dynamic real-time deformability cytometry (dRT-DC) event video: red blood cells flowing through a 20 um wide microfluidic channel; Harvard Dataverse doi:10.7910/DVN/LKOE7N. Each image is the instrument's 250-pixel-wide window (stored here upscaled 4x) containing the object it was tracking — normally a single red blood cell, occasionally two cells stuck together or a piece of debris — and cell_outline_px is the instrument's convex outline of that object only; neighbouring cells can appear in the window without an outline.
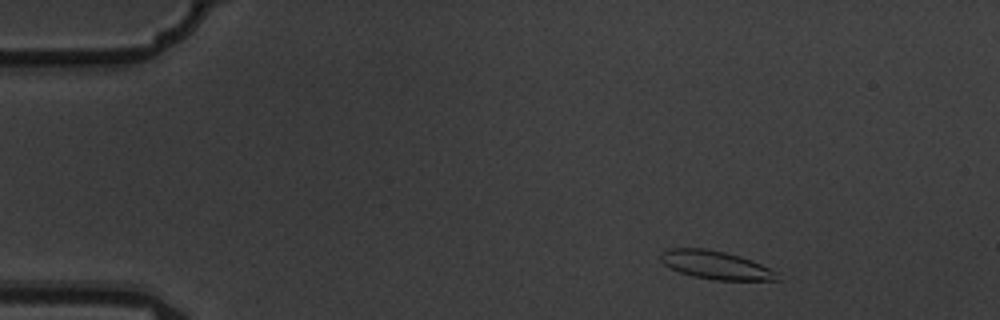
{"species": "common noctule bat (a hibernating species)", "species_latin": "Nyctalus noctula", "temperature_condition": "warm", "stored_images_in_passage": 6, "camera_frame_rate_fps": 3000, "um_per_image_px": 0.085, "animal": {"sex": "male", "body_mass_g": 19.5, "forearm_length_mm": 54.6}, "frame": {"image": 1, "passage_image": 2, "time_ms": 0.333, "image_size_px": [1000, 320], "cell_outline_px": [[780, 280], [716, 280], [692, 276], [668, 268], [660, 260], [660, 252], [668, 248], [704, 248], [724, 252], [740, 256], [752, 260], [780, 272]], "centroid_in_image_um": [60.85, 22.53], "position_along_channel_um": 24.2, "area_um2": 19.48}}
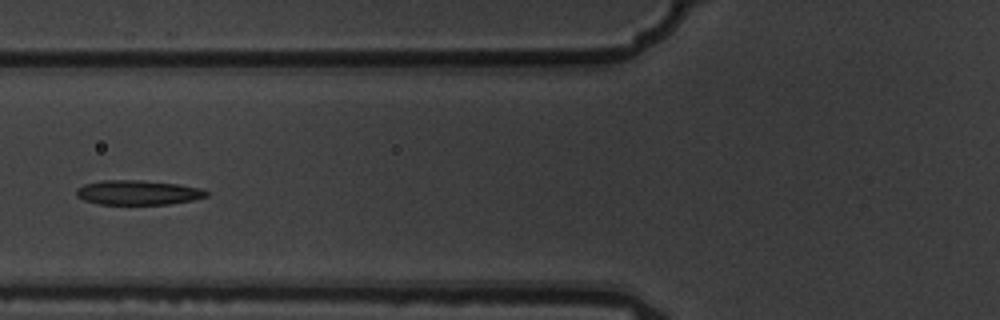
{"frame": {"image": 2, "passage_image": 6, "time_ms": 1.667, "image_size_px": [1000, 320], "cell_outline_px": [[208, 196], [192, 200], [168, 204], [100, 204], [84, 200], [76, 196], [76, 188], [84, 184], [100, 180], [140, 180], [176, 184], [200, 188], [208, 192]], "centroid_in_image_um": [11.68, 16.36], "position_along_channel_um": 114.1, "area_um2": 18.55}}